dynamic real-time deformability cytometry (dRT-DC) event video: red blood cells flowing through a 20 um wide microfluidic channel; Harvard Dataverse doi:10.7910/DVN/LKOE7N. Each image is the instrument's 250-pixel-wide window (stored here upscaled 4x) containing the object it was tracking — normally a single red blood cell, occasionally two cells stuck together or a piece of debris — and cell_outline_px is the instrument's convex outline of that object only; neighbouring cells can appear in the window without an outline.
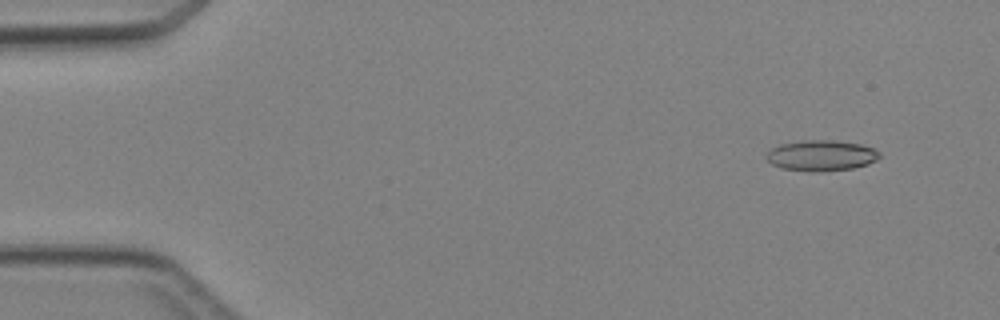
{"species": "Egyptian fruit bat (a non-hibernating species)", "species_latin": "Rousettus aegyptiacus", "temperature_condition": "cold", "stored_images_in_passage": 4, "camera_frame_rate_fps": 3000, "um_per_image_px": 0.085, "animal": {"sex": "female"}, "frame": {"image": 1, "passage_image": 1, "time_ms": 0.0, "image_size_px": [1000, 320], "cell_outline_px": [[880, 156], [876, 160], [868, 164], [852, 168], [816, 172], [812, 172], [780, 168], [772, 164], [764, 156], [772, 148], [780, 144], [800, 140], [836, 140], [860, 144], [872, 148], [880, 152]], "centroid_in_image_um": [69.78, 13.21], "position_along_channel_um": 15.2, "area_um2": 20.35}}
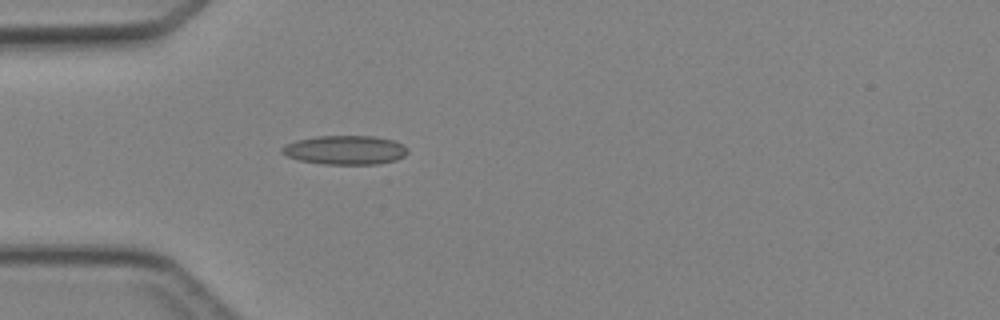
{"frame": {"image": 2, "passage_image": 4, "time_ms": 3.333, "image_size_px": [1000, 320], "cell_outline_px": [[408, 152], [404, 156], [396, 160], [380, 164], [324, 164], [300, 160], [288, 156], [280, 152], [280, 148], [284, 144], [296, 140], [320, 136], [372, 136], [392, 140], [408, 148]], "centroid_in_image_um": [29.32, 12.75], "position_along_channel_um": 55.7, "area_um2": 21.21}}